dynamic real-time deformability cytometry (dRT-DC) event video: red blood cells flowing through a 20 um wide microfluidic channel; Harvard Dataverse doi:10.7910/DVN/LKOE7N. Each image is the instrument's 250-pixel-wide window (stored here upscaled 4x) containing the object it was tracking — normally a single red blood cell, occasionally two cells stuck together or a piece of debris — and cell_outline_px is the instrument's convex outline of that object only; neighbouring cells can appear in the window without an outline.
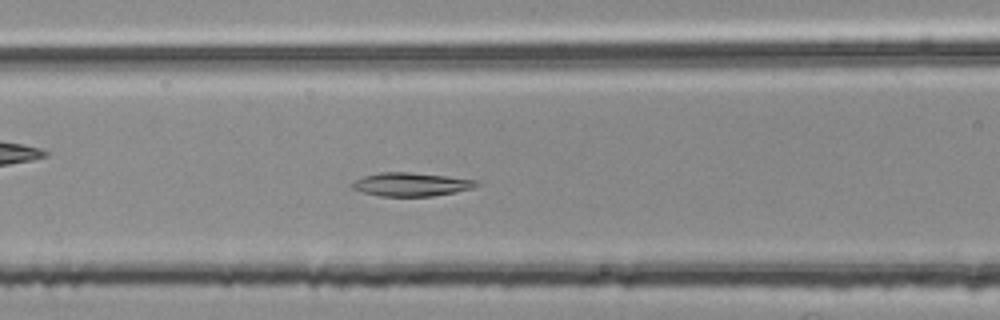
{"species": "common noctule bat (a hibernating species)", "species_latin": "Nyctalus noctula", "temperature_condition": "room temperature", "stored_images_in_passage": 51, "camera_frame_rate_fps": 3000, "um_per_image_px": 0.085, "animal": {"sex": "female", "body_mass_g": 25.1}, "frame": {"image": 1, "passage_image": 22, "time_ms": 7.0, "image_size_px": [1000, 320], "cell_outline_px": [[480, 184], [472, 188], [432, 196], [380, 196], [364, 192], [352, 188], [352, 184], [356, 180], [364, 176], [380, 172], [408, 172], [448, 176], [480, 180]], "centroid_in_image_um": [34.99, 15.66], "position_along_channel_um": 131.6, "area_um2": 16.88}}
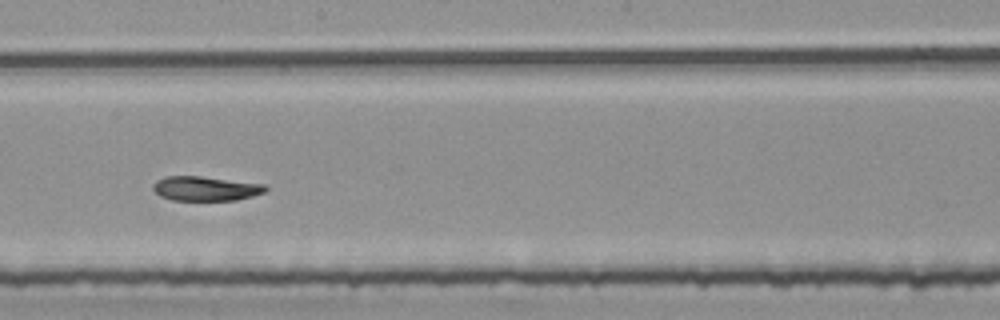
{"frame": {"image": 2, "passage_image": 30, "time_ms": 9.667, "image_size_px": [1000, 320], "cell_outline_px": [[268, 188], [264, 192], [252, 196], [236, 200], [172, 200], [160, 196], [152, 188], [152, 184], [156, 180], [164, 176], [200, 176], [264, 184]], "centroid_in_image_um": [17.44, 16.02], "position_along_channel_um": 230.8, "area_um2": 16.01}}
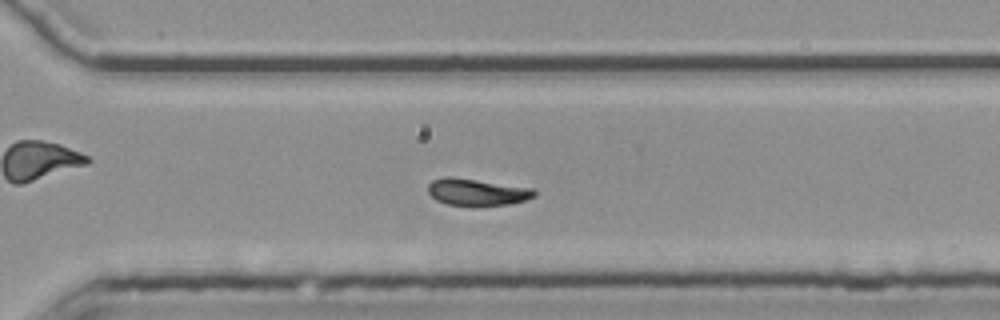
{"frame": {"image": 3, "passage_image": 38, "time_ms": 12.333, "image_size_px": [1000, 320], "cell_outline_px": [[536, 196], [512, 204], [448, 204], [436, 200], [428, 192], [428, 184], [432, 180], [448, 176], [532, 188], [536, 192]], "centroid_in_image_um": [40.53, 16.31], "position_along_channel_um": 330.1, "area_um2": 16.07}, "authors_computed_cell_mechanics": {"area_um2": 17.051, "velocity_mm_per_s": 3.7311, "shape_relaxation_time_tau1_ms": null, "shape_relaxation_time_tau2_ms": 7.4445, "deformation_change_tau1": null, "deformation_change_tau2": 0.1021}}